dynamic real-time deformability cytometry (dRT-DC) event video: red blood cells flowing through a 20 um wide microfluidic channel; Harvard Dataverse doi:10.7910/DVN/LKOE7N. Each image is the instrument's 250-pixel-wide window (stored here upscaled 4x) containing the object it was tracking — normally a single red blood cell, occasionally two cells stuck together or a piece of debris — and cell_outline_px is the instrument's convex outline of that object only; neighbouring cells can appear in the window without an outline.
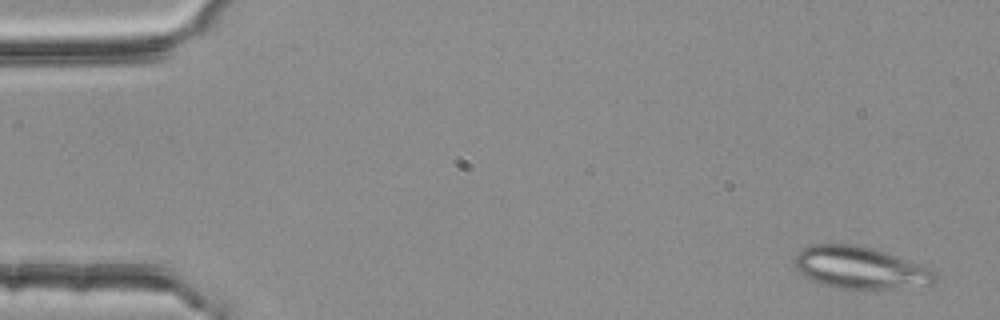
{"species": "common noctule bat (a hibernating species)", "species_latin": "Nyctalus noctula", "temperature_condition": "room temperature", "stored_images_in_passage": 5, "camera_frame_rate_fps": 3000, "um_per_image_px": 0.085, "animal": {"sex": "female", "body_mass_g": 25.1}, "frame": {"image": 1, "passage_image": 1, "time_ms": 0.0, "image_size_px": [1000, 320], "cell_outline_px": [[940, 276], [936, 280], [928, 284], [892, 288], [840, 288], [824, 284], [812, 280], [800, 272], [796, 268], [792, 260], [804, 248], [816, 244], [852, 244], [884, 252], [936, 272]], "centroid_in_image_um": [73.06, 22.75], "position_along_channel_um": 11.9, "area_um2": 33.29}}